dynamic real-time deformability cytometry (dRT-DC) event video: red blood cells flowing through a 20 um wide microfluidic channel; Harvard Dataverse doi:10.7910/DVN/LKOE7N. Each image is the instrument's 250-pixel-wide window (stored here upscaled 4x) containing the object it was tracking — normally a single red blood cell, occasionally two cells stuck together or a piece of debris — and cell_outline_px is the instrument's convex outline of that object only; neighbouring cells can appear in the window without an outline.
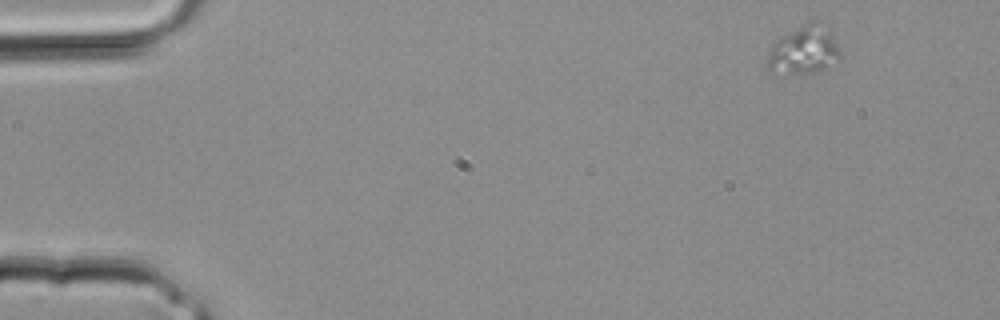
{"species": "common noctule bat (a hibernating species)", "species_latin": "Nyctalus noctula", "temperature_condition": "room temperature", "stored_images_in_passage": 4, "camera_frame_rate_fps": 3000, "um_per_image_px": 0.085, "animal": {"sex": "male", "body_mass_g": 20.4}, "frame": {"image": 1, "passage_image": 1, "time_ms": 0.0, "image_size_px": [1000, 320], "cell_outline_px": [[840, 60], [824, 68], [808, 72], [788, 72], [768, 68], [768, 52], [772, 44], [780, 36], [812, 20], [820, 20], [832, 36], [840, 52]], "centroid_in_image_um": [68.35, 4.2], "position_along_channel_um": 16.7, "area_um2": 19.71}}
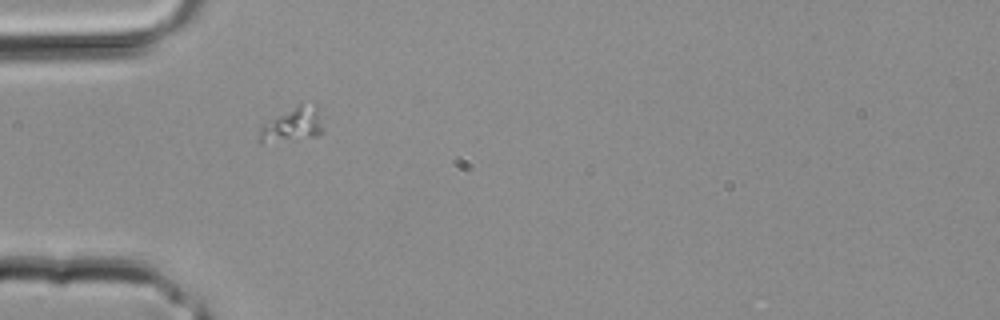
{"frame": {"image": 2, "passage_image": 3, "time_ms": 0.667, "image_size_px": [1000, 320], "cell_outline_px": [[324, 132], [316, 136], [260, 144], [260, 124], [300, 104], [316, 100]], "centroid_in_image_um": [24.9, 10.57], "position_along_channel_um": 60.1, "area_um2": 12.95}}